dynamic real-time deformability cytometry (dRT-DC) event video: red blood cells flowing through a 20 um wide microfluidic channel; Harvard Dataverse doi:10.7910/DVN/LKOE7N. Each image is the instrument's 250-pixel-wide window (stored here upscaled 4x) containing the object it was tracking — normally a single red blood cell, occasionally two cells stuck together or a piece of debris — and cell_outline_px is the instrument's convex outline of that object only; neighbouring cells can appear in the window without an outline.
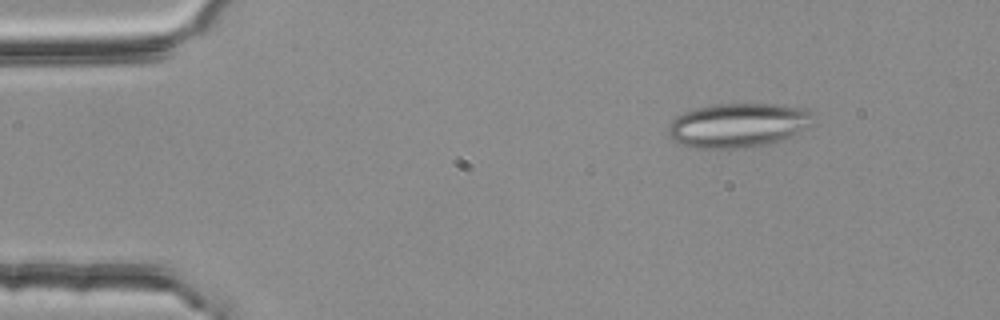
{"species": "common noctule bat (a hibernating species)", "species_latin": "Nyctalus noctula", "temperature_condition": "room temperature", "stored_images_in_passage": 3, "camera_frame_rate_fps": 3000, "um_per_image_px": 0.085, "animal": {"sex": "female", "body_mass_g": 25.1}, "frame": {"image": 1, "passage_image": 2, "time_ms": 0.333, "image_size_px": [1000, 320], "cell_outline_px": [[816, 112], [812, 124], [792, 136], [784, 140], [752, 148], [688, 148], [676, 144], [668, 136], [668, 124], [676, 116], [684, 112], [696, 108], [716, 104], [780, 104], [804, 108]], "centroid_in_image_um": [62.74, 10.66], "position_along_channel_um": 22.3, "area_um2": 38.26}}